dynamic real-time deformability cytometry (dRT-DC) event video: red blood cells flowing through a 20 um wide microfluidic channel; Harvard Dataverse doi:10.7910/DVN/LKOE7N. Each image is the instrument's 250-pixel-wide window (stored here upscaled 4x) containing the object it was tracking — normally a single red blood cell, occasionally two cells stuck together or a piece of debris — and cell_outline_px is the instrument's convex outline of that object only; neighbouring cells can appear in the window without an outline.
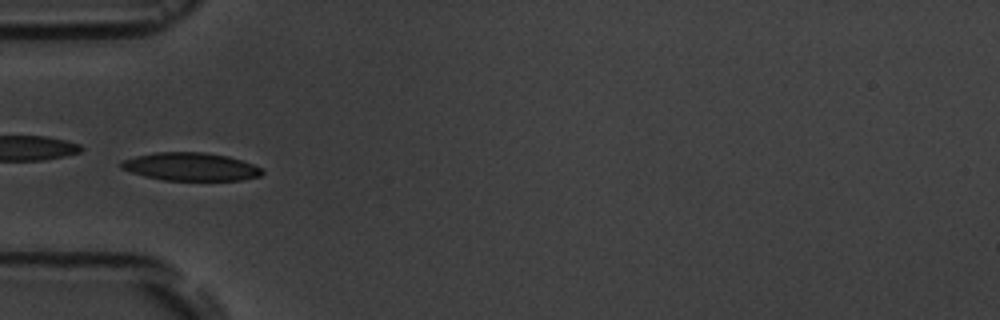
{"species": "common noctule bat (a hibernating species)", "species_latin": "Nyctalus noctula", "temperature_condition": "room temperature", "stored_images_in_passage": 8, "camera_frame_rate_fps": 3000, "um_per_image_px": 0.085, "animal": {"sex": "male", "body_mass_g": 19.5, "forearm_length_mm": 54.6}, "frame": {"image": 1, "passage_image": 6, "time_ms": 5.667, "image_size_px": [1000, 320], "cell_outline_px": [[264, 172], [260, 176], [240, 180], [164, 180], [144, 176], [120, 168], [120, 160], [136, 156], [156, 152], [204, 152], [228, 156], [264, 168]], "centroid_in_image_um": [16.2, 14.16], "position_along_channel_um": 68.8, "area_um2": 23.06}}
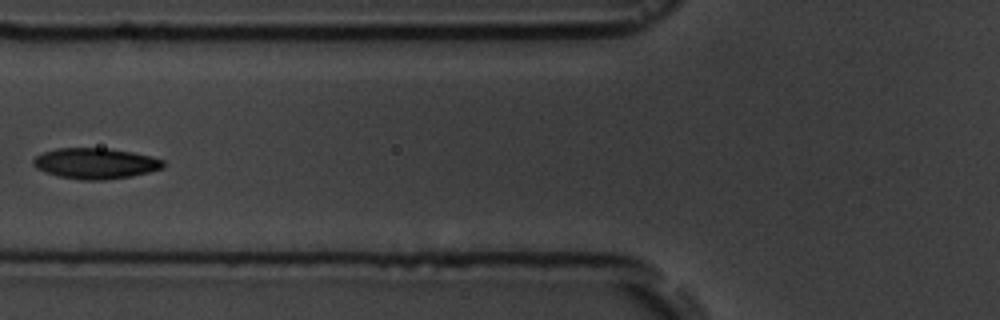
{"frame": {"image": 2, "passage_image": 7, "time_ms": 7.0, "image_size_px": [1000, 320], "cell_outline_px": [[164, 168], [132, 176], [104, 180], [80, 180], [56, 176], [44, 172], [36, 168], [32, 164], [32, 160], [36, 156], [44, 152], [56, 148], [108, 148], [132, 152], [152, 156], [164, 160]], "centroid_in_image_um": [8.1, 13.89], "position_along_channel_um": 117.7, "area_um2": 23.52}}
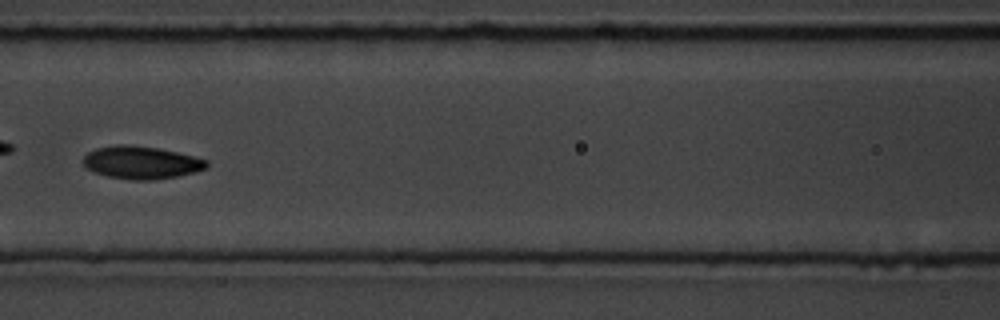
{"frame": {"image": 3, "passage_image": 8, "time_ms": 8.0, "image_size_px": [1000, 320], "cell_outline_px": [[208, 168], [196, 172], [176, 176], [152, 180], [136, 180], [108, 176], [96, 172], [88, 168], [84, 164], [84, 156], [88, 152], [96, 148], [116, 144], [128, 144], [156, 148], [176, 152], [208, 160]], "centroid_in_image_um": [12.03, 13.81], "position_along_channel_um": 154.6, "area_um2": 23.29}}